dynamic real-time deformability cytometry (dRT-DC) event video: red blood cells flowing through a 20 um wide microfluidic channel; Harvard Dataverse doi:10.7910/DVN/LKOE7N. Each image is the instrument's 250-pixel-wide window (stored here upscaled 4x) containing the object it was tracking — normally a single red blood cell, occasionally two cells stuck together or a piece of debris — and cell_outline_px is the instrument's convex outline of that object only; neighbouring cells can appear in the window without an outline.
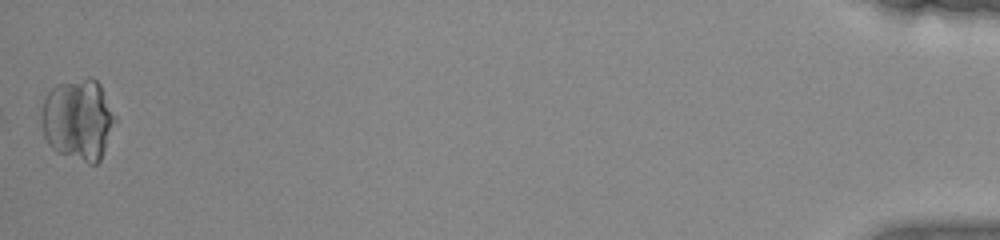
{"species": "common noctule bat (a hibernating species)", "species_latin": "Nyctalus noctula", "temperature_condition": "warm", "stored_images_in_passage": 38, "camera_frame_rate_fps": 3000, "um_per_image_px": 0.085, "animal": {"sex": "female", "body_mass_g": 22.0, "forearm_length_mm": 56.7}, "frame": {"image": 1, "passage_image": 38, "time_ms": 12.333, "image_size_px": [1000, 240], "cell_outline_px": [[116, 120], [100, 160], [96, 164], [88, 164], [60, 152], [52, 148], [48, 144], [44, 136], [40, 120], [40, 112], [44, 100], [48, 92], [56, 84], [88, 76], [92, 76], [100, 84], [116, 116]], "centroid_in_image_um": [6.63, 10.14], "position_along_channel_um": 428.6, "area_um2": 35.14}}